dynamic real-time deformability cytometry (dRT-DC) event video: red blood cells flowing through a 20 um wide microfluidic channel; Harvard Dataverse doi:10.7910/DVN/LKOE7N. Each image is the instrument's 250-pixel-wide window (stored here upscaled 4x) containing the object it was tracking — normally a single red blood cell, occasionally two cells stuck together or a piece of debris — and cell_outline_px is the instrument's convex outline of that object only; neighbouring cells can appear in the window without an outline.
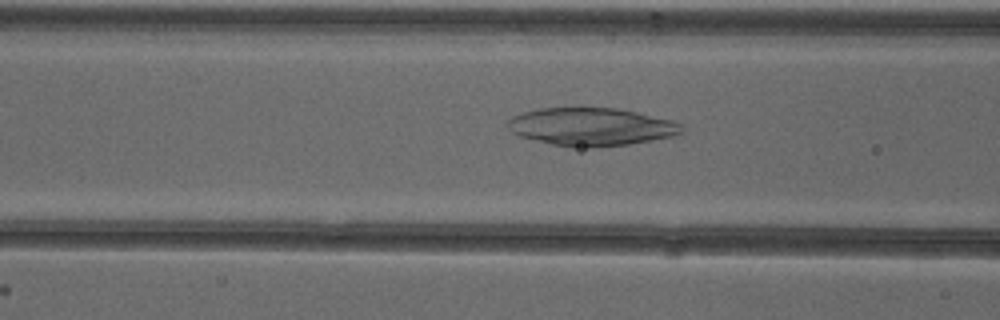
{"species": "common noctule bat (a hibernating species)", "species_latin": "Nyctalus noctula", "temperature_condition": "cold", "stored_images_in_passage": 43, "camera_frame_rate_fps": 3000, "um_per_image_px": 0.085, "animal": {"sex": "female"}, "frame": {"image": 1, "passage_image": 12, "time_ms": 3.667, "image_size_px": [1000, 320], "cell_outline_px": [[684, 132], [672, 136], [628, 144], [592, 148], [572, 148], [552, 144], [520, 136], [512, 132], [504, 124], [512, 116], [524, 112], [540, 108], [616, 108], [636, 112], [672, 120], [684, 124]], "centroid_in_image_um": [50.25, 10.78], "position_along_channel_um": 116.3, "area_um2": 38.61}}
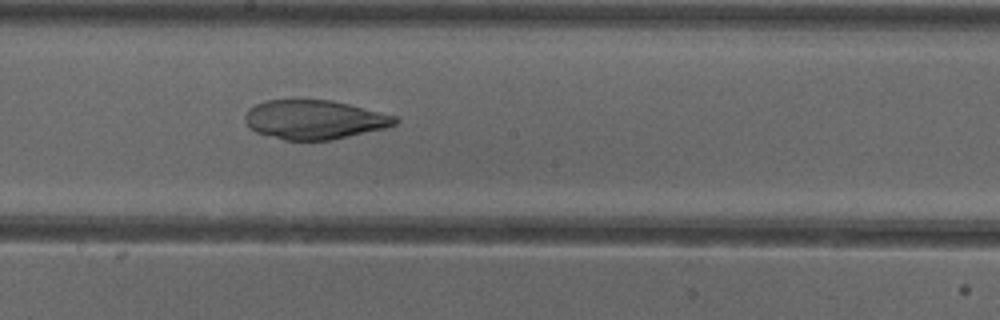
{"frame": {"image": 2, "passage_image": 20, "time_ms": 6.333, "image_size_px": [1000, 320], "cell_outline_px": [[400, 120], [396, 124], [384, 128], [348, 136], [328, 140], [284, 140], [256, 132], [244, 120], [244, 116], [248, 108], [256, 104], [268, 100], [332, 100], [396, 116]], "centroid_in_image_um": [26.71, 10.16], "position_along_channel_um": 221.5, "area_um2": 33.87}}
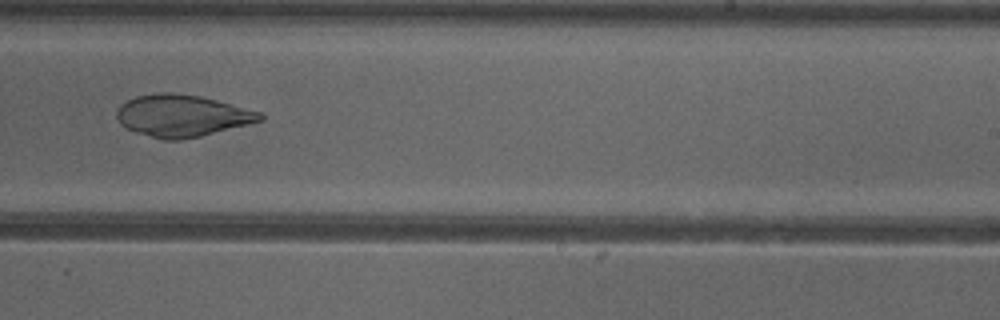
{"frame": {"image": 3, "passage_image": 24, "time_ms": 7.667, "image_size_px": [1000, 320], "cell_outline_px": [[264, 120], [200, 136], [180, 140], [164, 140], [136, 132], [120, 124], [116, 116], [116, 112], [120, 104], [136, 96], [156, 92], [172, 92], [200, 96], [216, 100], [260, 112], [264, 116]], "centroid_in_image_um": [15.44, 9.83], "position_along_channel_um": 273.6, "area_um2": 34.85}}